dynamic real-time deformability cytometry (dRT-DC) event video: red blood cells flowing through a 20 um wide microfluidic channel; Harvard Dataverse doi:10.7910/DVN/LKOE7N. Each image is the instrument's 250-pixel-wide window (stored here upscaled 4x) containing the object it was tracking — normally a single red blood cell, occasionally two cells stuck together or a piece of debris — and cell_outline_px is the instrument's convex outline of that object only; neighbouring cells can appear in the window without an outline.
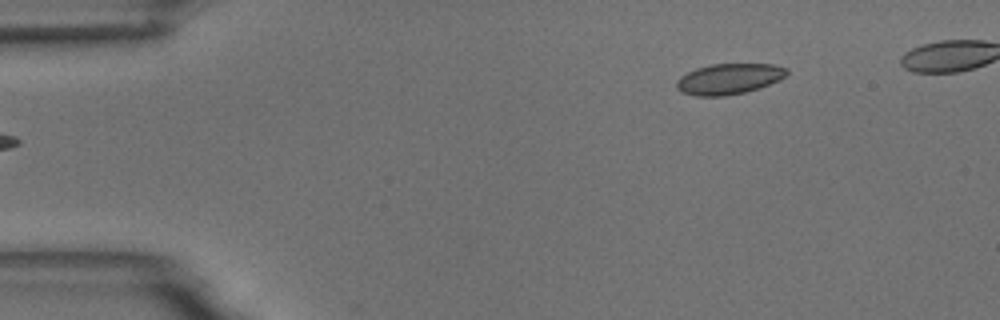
{"species": "common noctule bat (a hibernating species)", "species_latin": "Nyctalus noctula", "temperature_condition": "room temperature", "stored_images_in_passage": 44, "camera_frame_rate_fps": 3000, "um_per_image_px": 0.085, "animal": {"sex": "male", "body_mass_g": 18.8}, "frame": {"image": 1, "passage_image": 1, "time_ms": 0.0, "image_size_px": [1000, 320], "cell_outline_px": [[788, 72], [780, 80], [760, 88], [744, 92], [724, 96], [696, 96], [680, 92], [676, 88], [676, 80], [680, 76], [696, 68], [712, 64], [772, 64], [788, 68]], "centroid_in_image_um": [61.94, 6.71], "position_along_channel_um": 23.1, "area_um2": 19.83}}
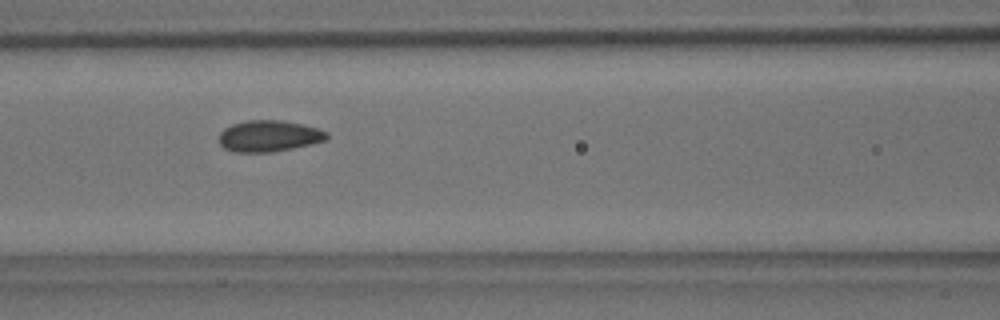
{"frame": {"image": 2, "passage_image": 17, "time_ms": 5.333, "image_size_px": [1000, 320], "cell_outline_px": [[328, 136], [324, 140], [312, 144], [272, 152], [232, 152], [224, 148], [220, 144], [220, 132], [224, 128], [232, 124], [248, 120], [280, 120], [300, 124], [316, 128], [328, 132]], "centroid_in_image_um": [22.83, 11.57], "position_along_channel_um": 143.8, "area_um2": 19.54}}
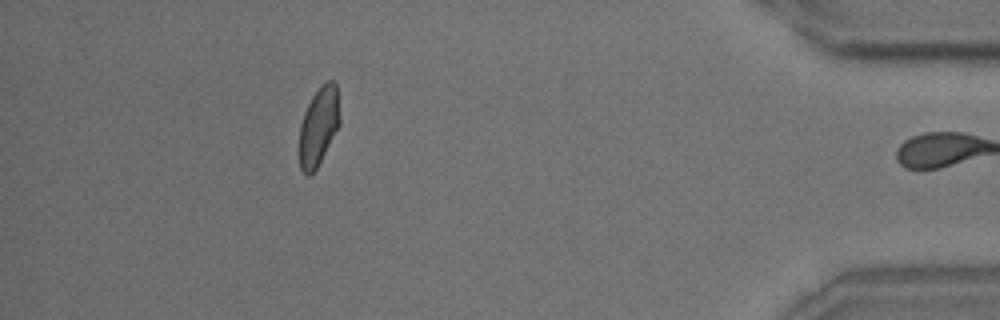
{"frame": {"image": 3, "passage_image": 43, "time_ms": 14.0, "image_size_px": [1000, 320], "cell_outline_px": [[340, 124], [316, 168], [308, 176], [300, 168], [296, 152], [300, 124], [304, 112], [312, 96], [320, 84], [324, 80], [332, 80], [336, 84], [340, 116]], "centroid_in_image_um": [27.04, 10.73], "position_along_channel_um": 408.2, "area_um2": 18.96}, "authors_computed_cell_mechanics": {"area_um2": 19.5075, "velocity_mm_per_s": 3.6552, "shape_relaxation_time_tau1_ms": 5.0754, "shape_relaxation_time_tau2_ms": 0.8652, "deformation_change_tau1": 0.0987, "deformation_change_tau2": 0.0449}}